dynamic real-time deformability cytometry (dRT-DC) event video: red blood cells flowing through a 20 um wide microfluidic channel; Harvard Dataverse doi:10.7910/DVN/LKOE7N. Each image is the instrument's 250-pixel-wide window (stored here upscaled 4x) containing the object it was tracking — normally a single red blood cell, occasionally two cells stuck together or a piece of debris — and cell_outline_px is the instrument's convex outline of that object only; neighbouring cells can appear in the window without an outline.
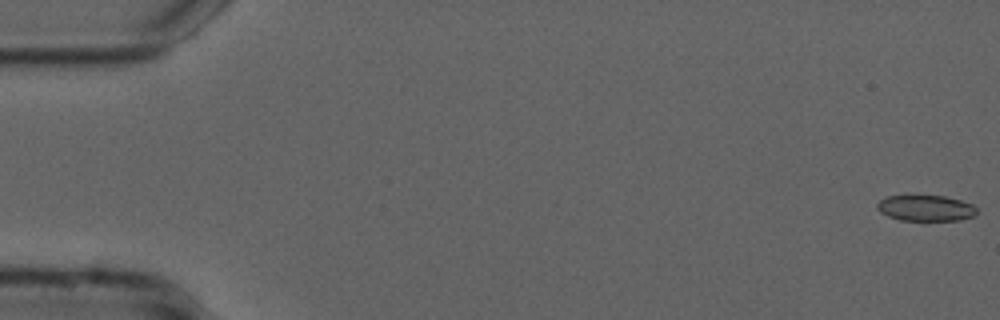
{"species": "common noctule bat (a hibernating species)", "species_latin": "Nyctalus noctula", "temperature_condition": "cold", "stored_images_in_passage": 55, "camera_frame_rate_fps": 3000, "um_per_image_px": 0.085, "animal": {"sex": "male", "forearm_length_mm": 52.5}, "frame": {"image": 1, "passage_image": 1, "time_ms": 0.0, "image_size_px": [1000, 320], "cell_outline_px": [[976, 216], [960, 220], [900, 220], [888, 216], [880, 212], [876, 208], [876, 204], [884, 196], [944, 196], [960, 200], [972, 204], [976, 208]], "centroid_in_image_um": [78.67, 17.69], "position_along_channel_um": 6.3, "area_um2": 15.03}}
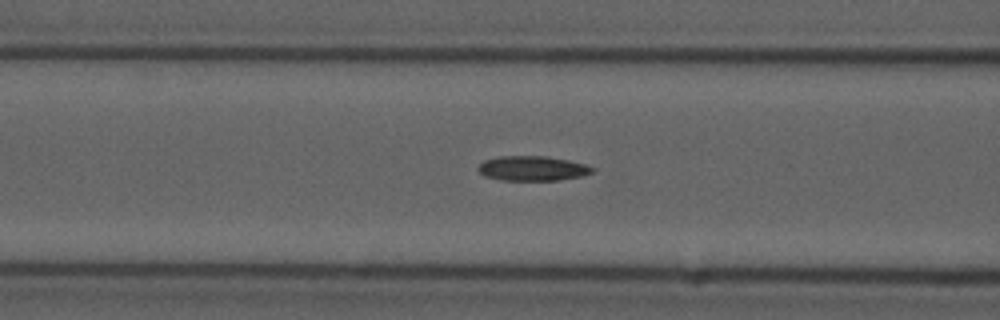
{"frame": {"image": 2, "passage_image": 22, "time_ms": 7.0, "image_size_px": [1000, 320], "cell_outline_px": [[596, 172], [584, 176], [556, 180], [500, 180], [484, 176], [476, 168], [484, 160], [496, 156], [548, 156], [568, 160], [584, 164], [596, 168]], "centroid_in_image_um": [45.28, 14.31], "position_along_channel_um": 121.3, "area_um2": 16.7}}
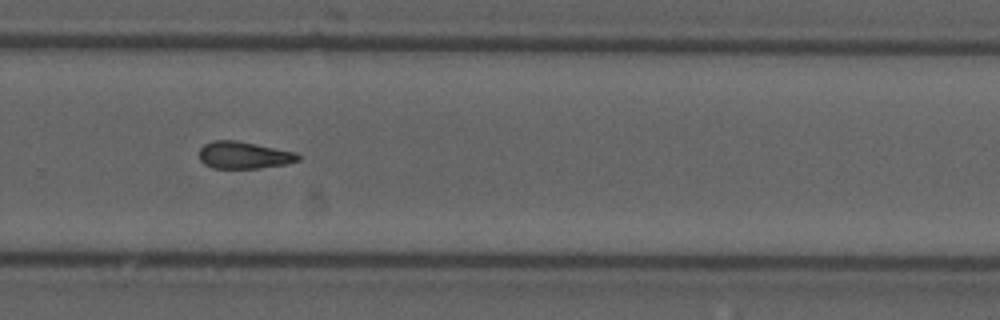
{"frame": {"image": 3, "passage_image": 37, "time_ms": 12.0, "image_size_px": [1000, 320], "cell_outline_px": [[300, 160], [288, 164], [256, 168], [212, 168], [204, 164], [200, 160], [200, 148], [204, 144], [212, 140], [236, 140], [296, 152], [300, 156]], "centroid_in_image_um": [20.73, 13.18], "position_along_channel_um": 309.1, "area_um2": 15.66}}